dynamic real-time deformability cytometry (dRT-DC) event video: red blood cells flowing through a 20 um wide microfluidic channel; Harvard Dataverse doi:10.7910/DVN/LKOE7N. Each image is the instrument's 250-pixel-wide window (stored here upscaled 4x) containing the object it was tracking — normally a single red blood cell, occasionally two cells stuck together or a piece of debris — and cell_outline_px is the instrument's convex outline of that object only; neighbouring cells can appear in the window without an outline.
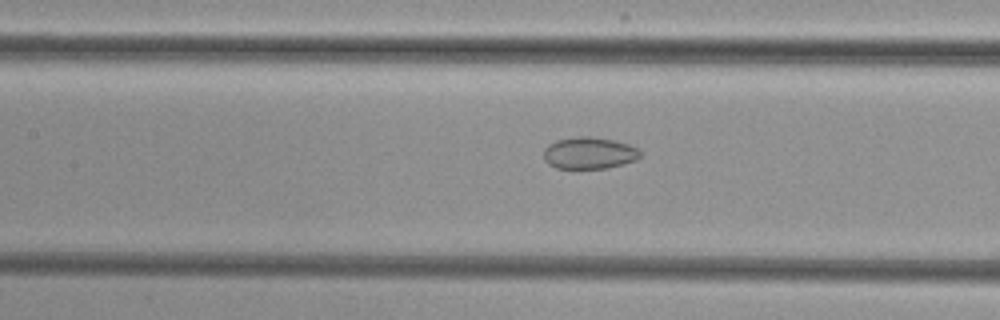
{"species": "common noctule bat (a hibernating species)", "species_latin": "Nyctalus noctula", "temperature_condition": "cold", "stored_images_in_passage": 38, "camera_frame_rate_fps": 3000, "um_per_image_px": 0.085, "animal": {"sex": "female", "body_mass_g": 29.2, "forearm_length_mm": 56.3}, "frame": {"image": 1, "passage_image": 10, "time_ms": 3.0, "image_size_px": [1000, 320], "cell_outline_px": [[640, 156], [636, 160], [624, 164], [608, 168], [556, 168], [548, 164], [544, 160], [544, 148], [548, 144], [556, 140], [576, 136], [588, 136], [612, 140], [628, 144], [636, 148], [640, 152]], "centroid_in_image_um": [50.05, 13.01], "position_along_channel_um": 157.4, "area_um2": 17.92}}
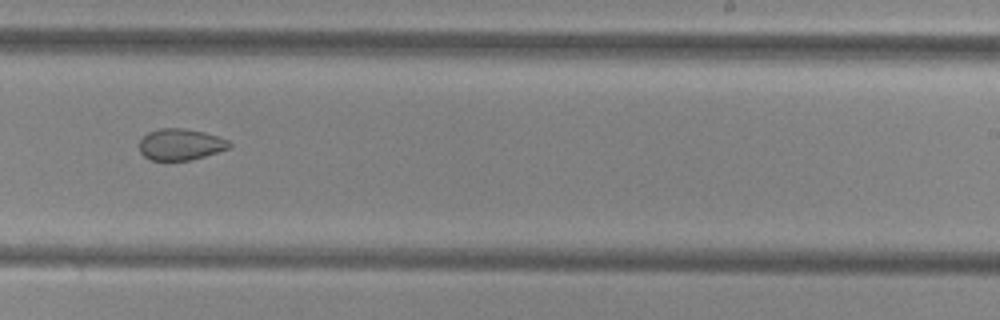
{"frame": {"image": 2, "passage_image": 19, "time_ms": 6.0, "image_size_px": [1000, 320], "cell_outline_px": [[232, 144], [228, 148], [192, 160], [148, 160], [140, 152], [140, 140], [148, 132], [160, 128], [184, 128], [204, 132], [228, 140]], "centroid_in_image_um": [15.32, 12.27], "position_along_channel_um": 273.7, "area_um2": 16.36}}
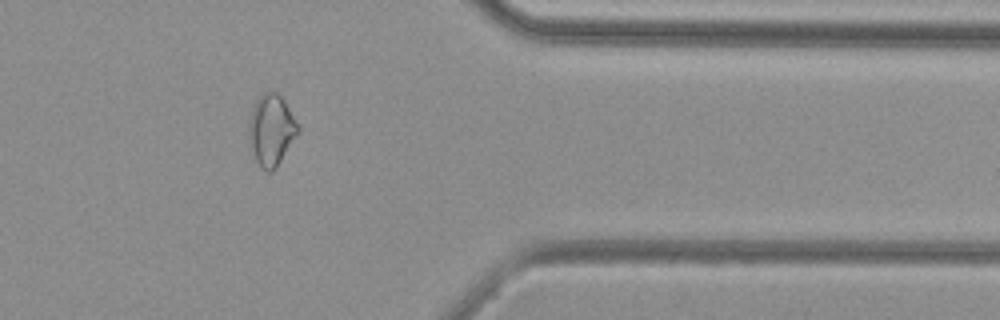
{"frame": {"image": 3, "passage_image": 29, "time_ms": 9.333, "image_size_px": [1000, 320], "cell_outline_px": [[300, 132], [276, 168], [272, 172], [268, 172], [260, 168], [256, 160], [248, 136], [248, 128], [252, 112], [256, 100], [264, 92], [276, 92], [284, 100], [300, 128]], "centroid_in_image_um": [23.08, 11.08], "position_along_channel_um": 388.3, "area_um2": 20.23}}